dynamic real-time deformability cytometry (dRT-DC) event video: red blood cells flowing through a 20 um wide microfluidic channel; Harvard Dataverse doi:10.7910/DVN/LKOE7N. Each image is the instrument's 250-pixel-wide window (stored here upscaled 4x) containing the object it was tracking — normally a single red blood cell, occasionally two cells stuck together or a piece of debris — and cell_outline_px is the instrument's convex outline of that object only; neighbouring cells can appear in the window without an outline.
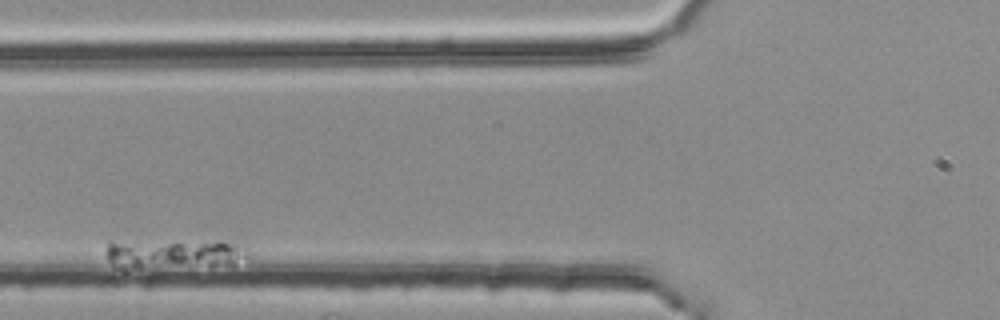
{"species": "common noctule bat (a hibernating species)", "species_latin": "Nyctalus noctula", "temperature_condition": "room temperature", "stored_images_in_passage": 7, "camera_frame_rate_fps": 3000, "um_per_image_px": 0.085, "animal": {"sex": "female", "body_mass_g": 25.1}, "frame": {"image": 1, "passage_image": 3, "time_ms": 0.667, "image_size_px": [1000, 320], "cell_outline_px": [[248, 256], [232, 264], [140, 268], [112, 268], [104, 252], [108, 240], [220, 240], [244, 244], [248, 248]], "centroid_in_image_um": [14.69, 21.52], "position_along_channel_um": 111.1, "area_um2": 25.72}}
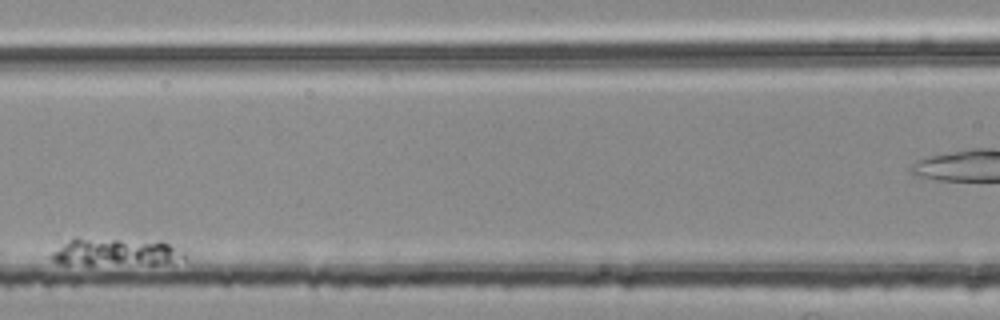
{"frame": {"image": 2, "passage_image": 5, "time_ms": 1.333, "image_size_px": [1000, 320], "cell_outline_px": [[184, 260], [156, 264], [64, 264], [52, 260], [48, 256], [52, 252], [76, 236], [164, 240], [184, 248]], "centroid_in_image_um": [9.93, 21.37], "position_along_channel_um": 156.7, "area_um2": 22.43}}
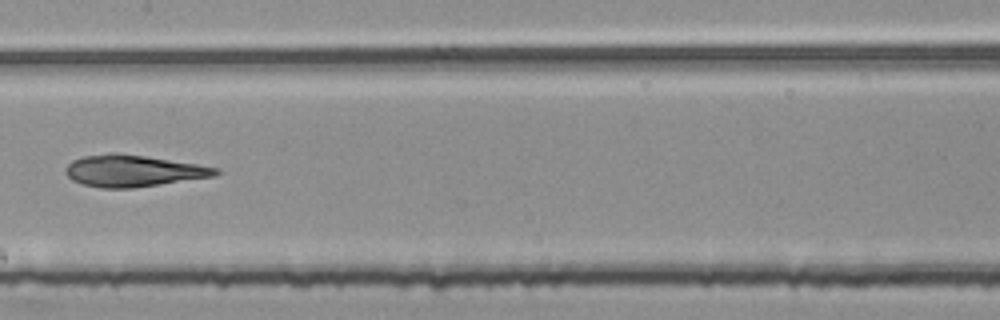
{"frame": {"image": 3, "passage_image": 7, "time_ms": 2.0, "image_size_px": [1000, 320], "cell_outline_px": [[220, 172], [212, 176], [132, 188], [100, 188], [84, 184], [72, 180], [64, 172], [64, 168], [72, 160], [84, 156], [108, 152], [116, 152], [144, 156], [196, 164], [220, 168]], "centroid_in_image_um": [11.25, 14.51], "position_along_channel_um": 196.2, "area_um2": 27.46}}